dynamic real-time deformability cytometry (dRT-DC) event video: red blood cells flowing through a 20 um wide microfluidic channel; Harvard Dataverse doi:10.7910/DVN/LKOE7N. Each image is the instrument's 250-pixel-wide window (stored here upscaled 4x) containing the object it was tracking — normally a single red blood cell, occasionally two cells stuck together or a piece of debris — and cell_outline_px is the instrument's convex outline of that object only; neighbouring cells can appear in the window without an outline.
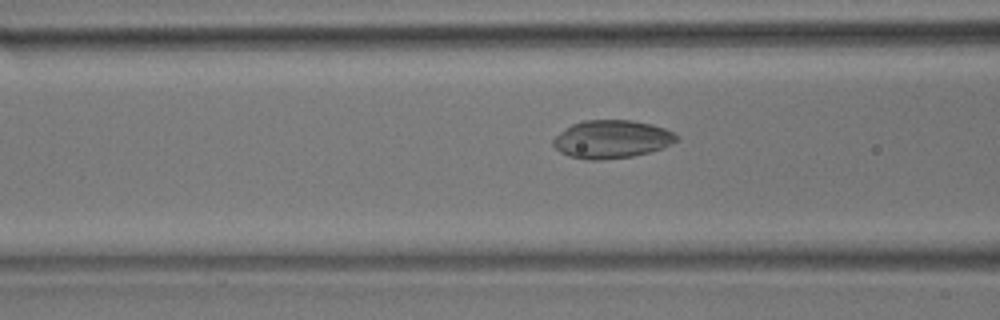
{"species": "common noctule bat (a hibernating species)", "species_latin": "Nyctalus noctula", "temperature_condition": "room temperature", "stored_images_in_passage": 44, "camera_frame_rate_fps": 3000, "um_per_image_px": 0.085, "animal": {"sex": "male", "body_mass_g": 17.9}, "frame": {"image": 1, "passage_image": 13, "time_ms": 4.0, "image_size_px": [1000, 320], "cell_outline_px": [[680, 140], [664, 148], [632, 156], [600, 160], [584, 160], [568, 156], [560, 152], [552, 144], [552, 140], [556, 136], [572, 124], [584, 120], [632, 120], [652, 124], [664, 128], [680, 136]], "centroid_in_image_um": [52.02, 11.84], "position_along_channel_um": 114.6, "area_um2": 27.51}}
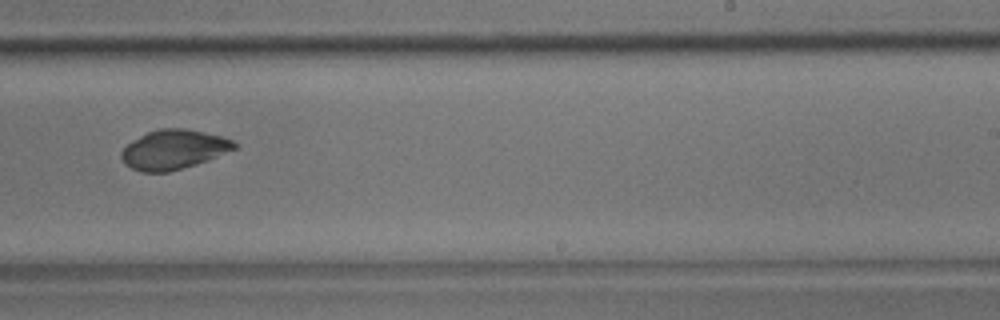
{"frame": {"image": 2, "passage_image": 25, "time_ms": 8.0, "image_size_px": [1000, 320], "cell_outline_px": [[236, 148], [208, 160], [196, 164], [168, 172], [140, 172], [124, 164], [120, 156], [120, 152], [132, 140], [148, 132], [160, 128], [184, 128], [204, 132], [220, 136], [232, 140], [236, 144]], "centroid_in_image_um": [14.72, 12.71], "position_along_channel_um": 274.3, "area_um2": 25.84}}
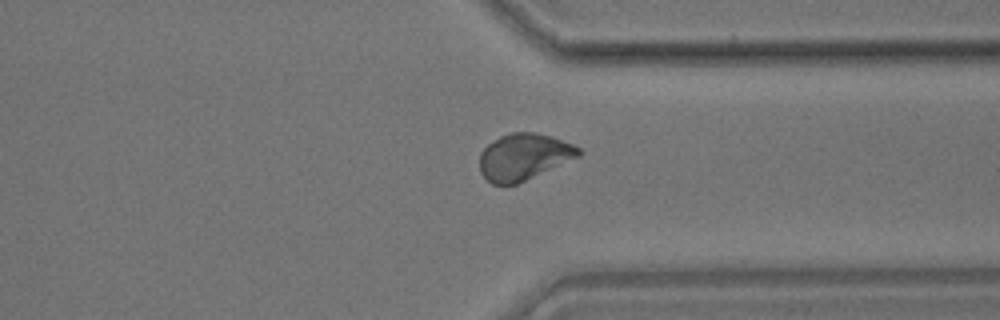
{"frame": {"image": 3, "passage_image": 32, "time_ms": 10.333, "image_size_px": [1000, 320], "cell_outline_px": [[580, 156], [516, 184], [492, 184], [480, 172], [480, 152], [488, 144], [500, 136], [512, 132], [536, 132], [552, 136], [572, 144], [580, 148]], "centroid_in_image_um": [44.51, 13.31], "position_along_channel_um": 366.9, "area_um2": 26.59}, "authors_computed_cell_mechanics": {"area_um2": 26.588, "velocity_mm_per_s": 3.9957, "shape_relaxation_time_tau1_ms": 5.0738, "shape_relaxation_time_tau2_ms": 1.6214, "deformation_change_tau1": 0.0627, "deformation_change_tau2": 0.0415}}